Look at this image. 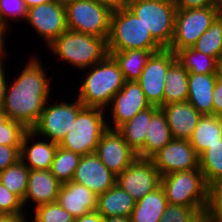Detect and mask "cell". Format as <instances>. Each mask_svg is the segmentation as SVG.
I'll list each match as a JSON object with an SVG mask.
<instances>
[{"label":"cell","mask_w":222,"mask_h":222,"mask_svg":"<svg viewBox=\"0 0 222 222\" xmlns=\"http://www.w3.org/2000/svg\"><path fill=\"white\" fill-rule=\"evenodd\" d=\"M32 54L22 71L13 76L14 80L8 81L3 105L8 118L21 123L28 130L36 125L46 102L54 96L51 94L54 91L51 88L53 81L48 77L46 66L38 54Z\"/></svg>","instance_id":"obj_1"},{"label":"cell","mask_w":222,"mask_h":222,"mask_svg":"<svg viewBox=\"0 0 222 222\" xmlns=\"http://www.w3.org/2000/svg\"><path fill=\"white\" fill-rule=\"evenodd\" d=\"M84 72L79 89L74 94L85 107L106 109L113 96L125 84V78L115 59L108 55L103 61L81 70Z\"/></svg>","instance_id":"obj_2"},{"label":"cell","mask_w":222,"mask_h":222,"mask_svg":"<svg viewBox=\"0 0 222 222\" xmlns=\"http://www.w3.org/2000/svg\"><path fill=\"white\" fill-rule=\"evenodd\" d=\"M52 58L77 72L103 61L108 55L107 39L67 30L48 47Z\"/></svg>","instance_id":"obj_3"},{"label":"cell","mask_w":222,"mask_h":222,"mask_svg":"<svg viewBox=\"0 0 222 222\" xmlns=\"http://www.w3.org/2000/svg\"><path fill=\"white\" fill-rule=\"evenodd\" d=\"M107 45L109 52L163 49L153 39L146 26L126 5L112 11Z\"/></svg>","instance_id":"obj_4"},{"label":"cell","mask_w":222,"mask_h":222,"mask_svg":"<svg viewBox=\"0 0 222 222\" xmlns=\"http://www.w3.org/2000/svg\"><path fill=\"white\" fill-rule=\"evenodd\" d=\"M106 117L105 109L84 107L58 145L80 155L95 153L100 138L108 130Z\"/></svg>","instance_id":"obj_5"},{"label":"cell","mask_w":222,"mask_h":222,"mask_svg":"<svg viewBox=\"0 0 222 222\" xmlns=\"http://www.w3.org/2000/svg\"><path fill=\"white\" fill-rule=\"evenodd\" d=\"M125 5L140 19L162 48H169L174 36L177 12L173 0H125Z\"/></svg>","instance_id":"obj_6"},{"label":"cell","mask_w":222,"mask_h":222,"mask_svg":"<svg viewBox=\"0 0 222 222\" xmlns=\"http://www.w3.org/2000/svg\"><path fill=\"white\" fill-rule=\"evenodd\" d=\"M161 187L169 204L206 208L208 186L200 168L163 175Z\"/></svg>","instance_id":"obj_7"},{"label":"cell","mask_w":222,"mask_h":222,"mask_svg":"<svg viewBox=\"0 0 222 222\" xmlns=\"http://www.w3.org/2000/svg\"><path fill=\"white\" fill-rule=\"evenodd\" d=\"M72 96L70 99H74L73 101L68 99L66 101L62 96L61 99L57 97L58 100L55 101L52 96V99L46 102L38 122L31 130L42 138L59 143L72 127L77 114L85 107L77 97Z\"/></svg>","instance_id":"obj_8"},{"label":"cell","mask_w":222,"mask_h":222,"mask_svg":"<svg viewBox=\"0 0 222 222\" xmlns=\"http://www.w3.org/2000/svg\"><path fill=\"white\" fill-rule=\"evenodd\" d=\"M65 10L69 30L108 39L113 8L94 0H76Z\"/></svg>","instance_id":"obj_9"},{"label":"cell","mask_w":222,"mask_h":222,"mask_svg":"<svg viewBox=\"0 0 222 222\" xmlns=\"http://www.w3.org/2000/svg\"><path fill=\"white\" fill-rule=\"evenodd\" d=\"M218 6L194 9H177L172 42L168 49L173 53L192 47L219 16Z\"/></svg>","instance_id":"obj_10"},{"label":"cell","mask_w":222,"mask_h":222,"mask_svg":"<svg viewBox=\"0 0 222 222\" xmlns=\"http://www.w3.org/2000/svg\"><path fill=\"white\" fill-rule=\"evenodd\" d=\"M24 22L43 40L46 48L68 30L65 6L54 1L29 8Z\"/></svg>","instance_id":"obj_11"},{"label":"cell","mask_w":222,"mask_h":222,"mask_svg":"<svg viewBox=\"0 0 222 222\" xmlns=\"http://www.w3.org/2000/svg\"><path fill=\"white\" fill-rule=\"evenodd\" d=\"M149 107L151 104L147 101L140 84L137 81H125L124 86L113 96L110 105L105 109L108 114V129L117 130L137 113Z\"/></svg>","instance_id":"obj_12"},{"label":"cell","mask_w":222,"mask_h":222,"mask_svg":"<svg viewBox=\"0 0 222 222\" xmlns=\"http://www.w3.org/2000/svg\"><path fill=\"white\" fill-rule=\"evenodd\" d=\"M176 55L168 48H163L150 55L137 82L145 93L151 106H163L165 76Z\"/></svg>","instance_id":"obj_13"},{"label":"cell","mask_w":222,"mask_h":222,"mask_svg":"<svg viewBox=\"0 0 222 222\" xmlns=\"http://www.w3.org/2000/svg\"><path fill=\"white\" fill-rule=\"evenodd\" d=\"M116 184L138 201L161 186V174L150 159L137 157L116 176Z\"/></svg>","instance_id":"obj_14"},{"label":"cell","mask_w":222,"mask_h":222,"mask_svg":"<svg viewBox=\"0 0 222 222\" xmlns=\"http://www.w3.org/2000/svg\"><path fill=\"white\" fill-rule=\"evenodd\" d=\"M149 159L161 176L199 168V156L189 140L172 139Z\"/></svg>","instance_id":"obj_15"},{"label":"cell","mask_w":222,"mask_h":222,"mask_svg":"<svg viewBox=\"0 0 222 222\" xmlns=\"http://www.w3.org/2000/svg\"><path fill=\"white\" fill-rule=\"evenodd\" d=\"M95 154L116 176L137 159V153L128 146L123 136L117 130L111 129L100 138Z\"/></svg>","instance_id":"obj_16"},{"label":"cell","mask_w":222,"mask_h":222,"mask_svg":"<svg viewBox=\"0 0 222 222\" xmlns=\"http://www.w3.org/2000/svg\"><path fill=\"white\" fill-rule=\"evenodd\" d=\"M72 181L87 187L99 196L116 184V175L102 163L95 153H92L82 155Z\"/></svg>","instance_id":"obj_17"},{"label":"cell","mask_w":222,"mask_h":222,"mask_svg":"<svg viewBox=\"0 0 222 222\" xmlns=\"http://www.w3.org/2000/svg\"><path fill=\"white\" fill-rule=\"evenodd\" d=\"M57 147L58 143L27 130L21 142L20 160L30 170H50Z\"/></svg>","instance_id":"obj_18"},{"label":"cell","mask_w":222,"mask_h":222,"mask_svg":"<svg viewBox=\"0 0 222 222\" xmlns=\"http://www.w3.org/2000/svg\"><path fill=\"white\" fill-rule=\"evenodd\" d=\"M62 183L59 182L50 170H30L28 176V186L23 200V206L28 213L33 205L36 207L57 202L58 193ZM28 205V206H27Z\"/></svg>","instance_id":"obj_19"},{"label":"cell","mask_w":222,"mask_h":222,"mask_svg":"<svg viewBox=\"0 0 222 222\" xmlns=\"http://www.w3.org/2000/svg\"><path fill=\"white\" fill-rule=\"evenodd\" d=\"M160 109L166 116L173 139L189 140L202 114L188 101L169 103Z\"/></svg>","instance_id":"obj_20"},{"label":"cell","mask_w":222,"mask_h":222,"mask_svg":"<svg viewBox=\"0 0 222 222\" xmlns=\"http://www.w3.org/2000/svg\"><path fill=\"white\" fill-rule=\"evenodd\" d=\"M57 203L74 218L96 211L97 195L87 187L74 181L60 187Z\"/></svg>","instance_id":"obj_21"},{"label":"cell","mask_w":222,"mask_h":222,"mask_svg":"<svg viewBox=\"0 0 222 222\" xmlns=\"http://www.w3.org/2000/svg\"><path fill=\"white\" fill-rule=\"evenodd\" d=\"M219 74H189L187 101L202 115L213 114V89Z\"/></svg>","instance_id":"obj_22"},{"label":"cell","mask_w":222,"mask_h":222,"mask_svg":"<svg viewBox=\"0 0 222 222\" xmlns=\"http://www.w3.org/2000/svg\"><path fill=\"white\" fill-rule=\"evenodd\" d=\"M135 205L136 200L115 184L103 194L97 196L96 211L104 218L113 216L129 218Z\"/></svg>","instance_id":"obj_23"},{"label":"cell","mask_w":222,"mask_h":222,"mask_svg":"<svg viewBox=\"0 0 222 222\" xmlns=\"http://www.w3.org/2000/svg\"><path fill=\"white\" fill-rule=\"evenodd\" d=\"M221 140L222 116L204 114L201 115L189 142L200 156L209 147L219 144Z\"/></svg>","instance_id":"obj_24"},{"label":"cell","mask_w":222,"mask_h":222,"mask_svg":"<svg viewBox=\"0 0 222 222\" xmlns=\"http://www.w3.org/2000/svg\"><path fill=\"white\" fill-rule=\"evenodd\" d=\"M157 106L137 113L131 120L121 125L117 131L123 136L128 146L138 153L145 143L146 134L149 128L151 117L159 110Z\"/></svg>","instance_id":"obj_25"},{"label":"cell","mask_w":222,"mask_h":222,"mask_svg":"<svg viewBox=\"0 0 222 222\" xmlns=\"http://www.w3.org/2000/svg\"><path fill=\"white\" fill-rule=\"evenodd\" d=\"M173 139L164 112L159 109L152 117L144 147L137 153L139 158H150Z\"/></svg>","instance_id":"obj_26"},{"label":"cell","mask_w":222,"mask_h":222,"mask_svg":"<svg viewBox=\"0 0 222 222\" xmlns=\"http://www.w3.org/2000/svg\"><path fill=\"white\" fill-rule=\"evenodd\" d=\"M167 204L165 192L160 186L136 201L129 217L130 222H160Z\"/></svg>","instance_id":"obj_27"},{"label":"cell","mask_w":222,"mask_h":222,"mask_svg":"<svg viewBox=\"0 0 222 222\" xmlns=\"http://www.w3.org/2000/svg\"><path fill=\"white\" fill-rule=\"evenodd\" d=\"M188 71L176 59L165 76L163 105L185 102L188 98Z\"/></svg>","instance_id":"obj_28"},{"label":"cell","mask_w":222,"mask_h":222,"mask_svg":"<svg viewBox=\"0 0 222 222\" xmlns=\"http://www.w3.org/2000/svg\"><path fill=\"white\" fill-rule=\"evenodd\" d=\"M178 62L189 74H220V63L209 55L184 48L175 53Z\"/></svg>","instance_id":"obj_29"},{"label":"cell","mask_w":222,"mask_h":222,"mask_svg":"<svg viewBox=\"0 0 222 222\" xmlns=\"http://www.w3.org/2000/svg\"><path fill=\"white\" fill-rule=\"evenodd\" d=\"M157 51L125 50L120 52H109L119 64L125 81H137L146 66L150 55Z\"/></svg>","instance_id":"obj_30"},{"label":"cell","mask_w":222,"mask_h":222,"mask_svg":"<svg viewBox=\"0 0 222 222\" xmlns=\"http://www.w3.org/2000/svg\"><path fill=\"white\" fill-rule=\"evenodd\" d=\"M198 52L214 57L222 62V19L218 16L192 46Z\"/></svg>","instance_id":"obj_31"},{"label":"cell","mask_w":222,"mask_h":222,"mask_svg":"<svg viewBox=\"0 0 222 222\" xmlns=\"http://www.w3.org/2000/svg\"><path fill=\"white\" fill-rule=\"evenodd\" d=\"M81 157L82 155L58 145L50 171L62 184L70 182Z\"/></svg>","instance_id":"obj_32"},{"label":"cell","mask_w":222,"mask_h":222,"mask_svg":"<svg viewBox=\"0 0 222 222\" xmlns=\"http://www.w3.org/2000/svg\"><path fill=\"white\" fill-rule=\"evenodd\" d=\"M199 168L207 186L222 180V140L199 156Z\"/></svg>","instance_id":"obj_33"},{"label":"cell","mask_w":222,"mask_h":222,"mask_svg":"<svg viewBox=\"0 0 222 222\" xmlns=\"http://www.w3.org/2000/svg\"><path fill=\"white\" fill-rule=\"evenodd\" d=\"M30 169L19 160L14 165L8 166L0 173V182L11 192L15 193L22 200L28 186V176Z\"/></svg>","instance_id":"obj_34"},{"label":"cell","mask_w":222,"mask_h":222,"mask_svg":"<svg viewBox=\"0 0 222 222\" xmlns=\"http://www.w3.org/2000/svg\"><path fill=\"white\" fill-rule=\"evenodd\" d=\"M205 209L168 203L160 222H204Z\"/></svg>","instance_id":"obj_35"},{"label":"cell","mask_w":222,"mask_h":222,"mask_svg":"<svg viewBox=\"0 0 222 222\" xmlns=\"http://www.w3.org/2000/svg\"><path fill=\"white\" fill-rule=\"evenodd\" d=\"M31 210V222H74L75 220V218L57 202L43 204L35 209L31 208Z\"/></svg>","instance_id":"obj_36"},{"label":"cell","mask_w":222,"mask_h":222,"mask_svg":"<svg viewBox=\"0 0 222 222\" xmlns=\"http://www.w3.org/2000/svg\"><path fill=\"white\" fill-rule=\"evenodd\" d=\"M28 8L24 0H0V24L12 31L11 21L22 23L25 21ZM11 28V30H10Z\"/></svg>","instance_id":"obj_37"},{"label":"cell","mask_w":222,"mask_h":222,"mask_svg":"<svg viewBox=\"0 0 222 222\" xmlns=\"http://www.w3.org/2000/svg\"><path fill=\"white\" fill-rule=\"evenodd\" d=\"M204 222H222V180L208 186Z\"/></svg>","instance_id":"obj_38"},{"label":"cell","mask_w":222,"mask_h":222,"mask_svg":"<svg viewBox=\"0 0 222 222\" xmlns=\"http://www.w3.org/2000/svg\"><path fill=\"white\" fill-rule=\"evenodd\" d=\"M27 130L21 123L8 119L0 128V145L21 146Z\"/></svg>","instance_id":"obj_39"},{"label":"cell","mask_w":222,"mask_h":222,"mask_svg":"<svg viewBox=\"0 0 222 222\" xmlns=\"http://www.w3.org/2000/svg\"><path fill=\"white\" fill-rule=\"evenodd\" d=\"M26 211L23 200L0 182V215H14Z\"/></svg>","instance_id":"obj_40"},{"label":"cell","mask_w":222,"mask_h":222,"mask_svg":"<svg viewBox=\"0 0 222 222\" xmlns=\"http://www.w3.org/2000/svg\"><path fill=\"white\" fill-rule=\"evenodd\" d=\"M21 146L0 145V173L20 160Z\"/></svg>","instance_id":"obj_41"},{"label":"cell","mask_w":222,"mask_h":222,"mask_svg":"<svg viewBox=\"0 0 222 222\" xmlns=\"http://www.w3.org/2000/svg\"><path fill=\"white\" fill-rule=\"evenodd\" d=\"M177 9H194L217 6L216 0H173Z\"/></svg>","instance_id":"obj_42"},{"label":"cell","mask_w":222,"mask_h":222,"mask_svg":"<svg viewBox=\"0 0 222 222\" xmlns=\"http://www.w3.org/2000/svg\"><path fill=\"white\" fill-rule=\"evenodd\" d=\"M213 114L222 116V75L217 76L213 89Z\"/></svg>","instance_id":"obj_43"},{"label":"cell","mask_w":222,"mask_h":222,"mask_svg":"<svg viewBox=\"0 0 222 222\" xmlns=\"http://www.w3.org/2000/svg\"><path fill=\"white\" fill-rule=\"evenodd\" d=\"M7 60L0 62V108H3L5 101L6 88L9 79V75L7 76V72L5 71Z\"/></svg>","instance_id":"obj_44"},{"label":"cell","mask_w":222,"mask_h":222,"mask_svg":"<svg viewBox=\"0 0 222 222\" xmlns=\"http://www.w3.org/2000/svg\"><path fill=\"white\" fill-rule=\"evenodd\" d=\"M9 32L11 31H9L6 27L0 24V62L8 59L7 54L9 55V52L8 50H6L7 46L5 47V45H6V40L8 39L7 34Z\"/></svg>","instance_id":"obj_45"},{"label":"cell","mask_w":222,"mask_h":222,"mask_svg":"<svg viewBox=\"0 0 222 222\" xmlns=\"http://www.w3.org/2000/svg\"><path fill=\"white\" fill-rule=\"evenodd\" d=\"M29 218H31V215L28 212L14 215H1L0 222H31V219Z\"/></svg>","instance_id":"obj_46"},{"label":"cell","mask_w":222,"mask_h":222,"mask_svg":"<svg viewBox=\"0 0 222 222\" xmlns=\"http://www.w3.org/2000/svg\"><path fill=\"white\" fill-rule=\"evenodd\" d=\"M74 222H104V217H102L97 211H94L75 218Z\"/></svg>","instance_id":"obj_47"},{"label":"cell","mask_w":222,"mask_h":222,"mask_svg":"<svg viewBox=\"0 0 222 222\" xmlns=\"http://www.w3.org/2000/svg\"><path fill=\"white\" fill-rule=\"evenodd\" d=\"M94 1L106 4L113 9L125 5V0H94Z\"/></svg>","instance_id":"obj_48"},{"label":"cell","mask_w":222,"mask_h":222,"mask_svg":"<svg viewBox=\"0 0 222 222\" xmlns=\"http://www.w3.org/2000/svg\"><path fill=\"white\" fill-rule=\"evenodd\" d=\"M53 0H24V3L26 4L27 8H31L33 6H37L40 4L52 2Z\"/></svg>","instance_id":"obj_49"},{"label":"cell","mask_w":222,"mask_h":222,"mask_svg":"<svg viewBox=\"0 0 222 222\" xmlns=\"http://www.w3.org/2000/svg\"><path fill=\"white\" fill-rule=\"evenodd\" d=\"M104 222H130V219L126 217L113 216L104 218Z\"/></svg>","instance_id":"obj_50"},{"label":"cell","mask_w":222,"mask_h":222,"mask_svg":"<svg viewBox=\"0 0 222 222\" xmlns=\"http://www.w3.org/2000/svg\"><path fill=\"white\" fill-rule=\"evenodd\" d=\"M8 115L4 112L3 108H0V128L8 120Z\"/></svg>","instance_id":"obj_51"},{"label":"cell","mask_w":222,"mask_h":222,"mask_svg":"<svg viewBox=\"0 0 222 222\" xmlns=\"http://www.w3.org/2000/svg\"><path fill=\"white\" fill-rule=\"evenodd\" d=\"M53 1L56 2L57 4L66 6L76 0H53Z\"/></svg>","instance_id":"obj_52"},{"label":"cell","mask_w":222,"mask_h":222,"mask_svg":"<svg viewBox=\"0 0 222 222\" xmlns=\"http://www.w3.org/2000/svg\"><path fill=\"white\" fill-rule=\"evenodd\" d=\"M217 6L222 9V0H216Z\"/></svg>","instance_id":"obj_53"},{"label":"cell","mask_w":222,"mask_h":222,"mask_svg":"<svg viewBox=\"0 0 222 222\" xmlns=\"http://www.w3.org/2000/svg\"><path fill=\"white\" fill-rule=\"evenodd\" d=\"M219 17L222 19V9H220Z\"/></svg>","instance_id":"obj_54"},{"label":"cell","mask_w":222,"mask_h":222,"mask_svg":"<svg viewBox=\"0 0 222 222\" xmlns=\"http://www.w3.org/2000/svg\"><path fill=\"white\" fill-rule=\"evenodd\" d=\"M220 74L222 75V62L220 64Z\"/></svg>","instance_id":"obj_55"}]
</instances>
